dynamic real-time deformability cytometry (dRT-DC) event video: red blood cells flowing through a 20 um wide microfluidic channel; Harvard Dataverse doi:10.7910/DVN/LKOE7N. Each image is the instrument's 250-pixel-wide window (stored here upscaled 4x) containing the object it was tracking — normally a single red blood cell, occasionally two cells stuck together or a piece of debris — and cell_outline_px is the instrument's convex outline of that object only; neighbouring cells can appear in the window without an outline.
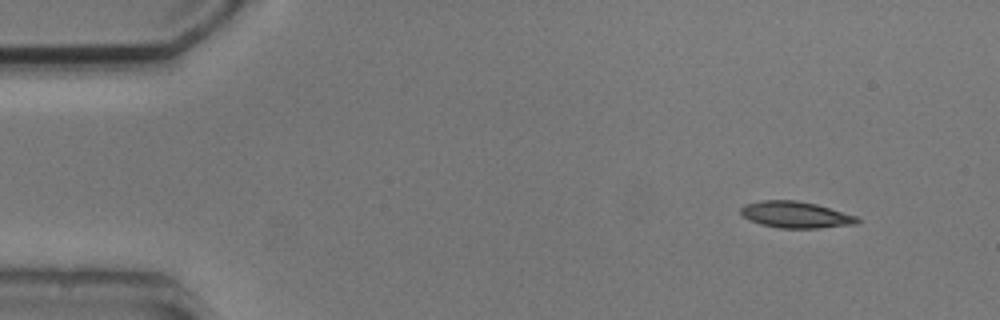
{"species": "common noctule bat (a hibernating species)", "species_latin": "Nyctalus noctula", "temperature_condition": "cold", "stored_images_in_passage": 5, "camera_frame_rate_fps": 3000, "um_per_image_px": 0.085, "animal": {"sex": "male", "body_mass_g": 20.5, "forearm_length_mm": 52.5}, "frame": {"image": 1, "passage_image": 1, "time_ms": 0.0, "image_size_px": [1000, 320], "cell_outline_px": [[860, 220], [856, 224], [820, 228], [780, 228], [760, 224], [748, 220], [740, 212], [740, 208], [744, 204], [760, 200], [796, 200], [816, 204], [856, 216]], "centroid_in_image_um": [67.59, 18.25], "position_along_channel_um": 17.4, "area_um2": 17.98}}
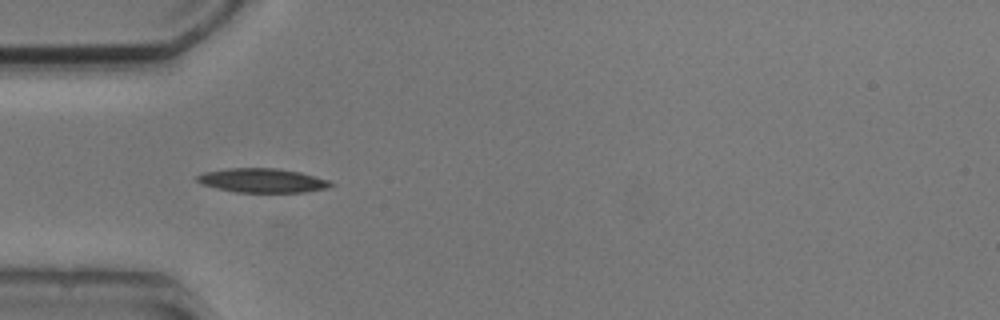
{"frame": {"image": 2, "passage_image": 4, "time_ms": 3.667, "image_size_px": [1000, 320], "cell_outline_px": [[336, 184], [328, 188], [304, 192], [236, 192], [216, 188], [200, 184], [196, 180], [196, 176], [204, 172], [228, 168], [276, 168], [300, 172], [328, 180]], "centroid_in_image_um": [22.29, 15.34], "position_along_channel_um": 62.7, "area_um2": 18.84}}